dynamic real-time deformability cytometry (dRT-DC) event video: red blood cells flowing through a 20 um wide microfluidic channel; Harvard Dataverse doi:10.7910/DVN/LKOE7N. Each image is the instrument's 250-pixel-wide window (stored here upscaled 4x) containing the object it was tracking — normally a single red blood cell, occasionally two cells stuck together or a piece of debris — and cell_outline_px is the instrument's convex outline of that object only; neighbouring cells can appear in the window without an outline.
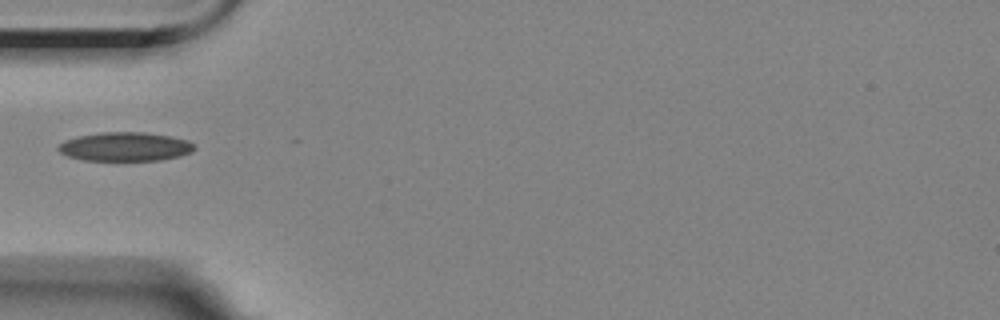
{"species": "Egyptian fruit bat (a non-hibernating species)", "species_latin": "Rousettus aegyptiacus", "temperature_condition": "room temperature", "stored_images_in_passage": 1, "camera_frame_rate_fps": 3000, "um_per_image_px": 0.085, "animal": {"sex": "female"}, "frame": {"image": 1, "passage_image": 1, "time_ms": 0.0, "image_size_px": [1000, 320], "cell_outline_px": [[196, 148], [192, 152], [180, 156], [160, 160], [84, 160], [68, 156], [60, 152], [56, 148], [64, 140], [76, 136], [100, 132], [144, 132], [168, 136], [188, 140]], "centroid_in_image_um": [10.62, 12.46], "position_along_channel_um": 74.4, "area_um2": 22.89}}